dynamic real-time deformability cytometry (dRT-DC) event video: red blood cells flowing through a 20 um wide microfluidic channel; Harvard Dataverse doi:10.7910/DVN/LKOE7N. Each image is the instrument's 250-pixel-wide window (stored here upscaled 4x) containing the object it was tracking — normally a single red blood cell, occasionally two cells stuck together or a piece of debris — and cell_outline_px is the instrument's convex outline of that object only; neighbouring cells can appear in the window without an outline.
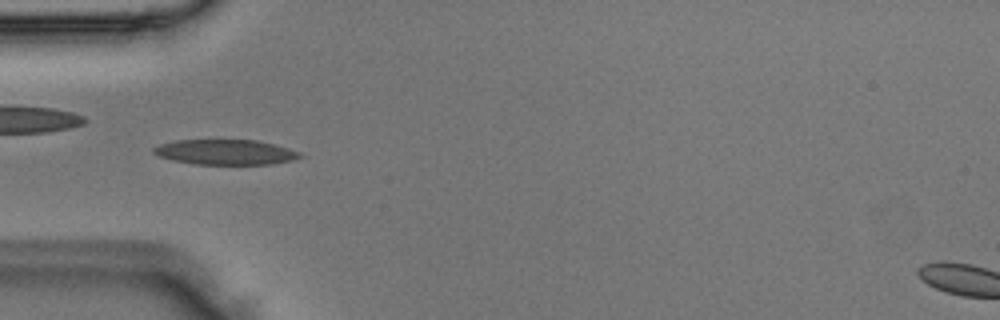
{"species": "Egyptian fruit bat (a non-hibernating species)", "species_latin": "Rousettus aegyptiacus", "temperature_condition": "room temperature", "stored_images_in_passage": 4, "camera_frame_rate_fps": 3000, "um_per_image_px": 0.085, "animal": {"sex": "male"}, "frame": {"image": 1, "passage_image": 4, "time_ms": 1.0, "image_size_px": [1000, 320], "cell_outline_px": [[304, 156], [292, 160], [272, 164], [196, 164], [172, 160], [156, 156], [152, 152], [152, 148], [160, 144], [176, 140], [256, 140], [288, 148], [300, 152]], "centroid_in_image_um": [19.13, 12.93], "position_along_channel_um": 65.9, "area_um2": 21.44}}